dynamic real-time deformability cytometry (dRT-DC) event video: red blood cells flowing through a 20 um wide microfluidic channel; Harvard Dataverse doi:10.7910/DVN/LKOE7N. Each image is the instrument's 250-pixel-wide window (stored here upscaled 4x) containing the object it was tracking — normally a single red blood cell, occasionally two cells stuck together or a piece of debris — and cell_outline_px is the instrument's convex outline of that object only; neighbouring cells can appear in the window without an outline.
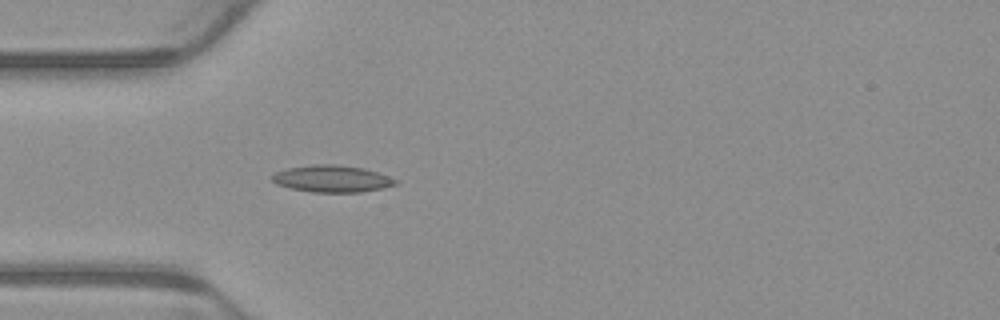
{"species": "common noctule bat (a hibernating species)", "species_latin": "Nyctalus noctula", "temperature_condition": "warm", "stored_images_in_passage": 3, "camera_frame_rate_fps": 3000, "um_per_image_px": 0.085, "animal": {"sex": "male", "body_mass_g": 23.1, "forearm_length_mm": 52.7}, "frame": {"image": 1, "passage_image": 3, "time_ms": 0.667, "image_size_px": [1000, 320], "cell_outline_px": [[396, 184], [380, 188], [360, 192], [312, 192], [292, 188], [276, 184], [272, 180], [272, 176], [276, 172], [288, 168], [312, 164], [336, 164], [364, 168], [388, 176], [396, 180]], "centroid_in_image_um": [28.19, 15.18], "position_along_channel_um": 56.8, "area_um2": 19.07}}